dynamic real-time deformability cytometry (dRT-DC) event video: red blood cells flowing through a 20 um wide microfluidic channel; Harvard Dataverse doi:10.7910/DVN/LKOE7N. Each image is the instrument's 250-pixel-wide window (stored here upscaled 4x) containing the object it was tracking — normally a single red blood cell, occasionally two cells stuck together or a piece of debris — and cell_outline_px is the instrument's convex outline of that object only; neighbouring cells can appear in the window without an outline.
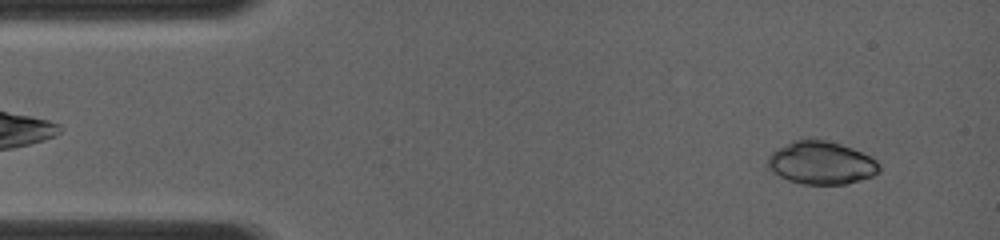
{"species": "common noctule bat (a hibernating species)", "species_latin": "Nyctalus noctula", "temperature_condition": "room temperature", "stored_images_in_passage": 4, "camera_frame_rate_fps": 4000, "um_per_image_px": 0.085, "animal": {"sex": "female", "body_mass_g": 19.0, "forearm_length_mm": 56.7}, "frame": {"image": 1, "passage_image": 2, "time_ms": 1.0, "image_size_px": [1000, 240], "cell_outline_px": [[880, 172], [872, 176], [860, 180], [844, 184], [800, 184], [788, 180], [772, 172], [768, 168], [768, 156], [772, 152], [796, 140], [828, 140], [852, 148], [876, 160], [880, 164]], "centroid_in_image_um": [69.82, 13.86], "position_along_channel_um": 15.2, "area_um2": 27.57}}